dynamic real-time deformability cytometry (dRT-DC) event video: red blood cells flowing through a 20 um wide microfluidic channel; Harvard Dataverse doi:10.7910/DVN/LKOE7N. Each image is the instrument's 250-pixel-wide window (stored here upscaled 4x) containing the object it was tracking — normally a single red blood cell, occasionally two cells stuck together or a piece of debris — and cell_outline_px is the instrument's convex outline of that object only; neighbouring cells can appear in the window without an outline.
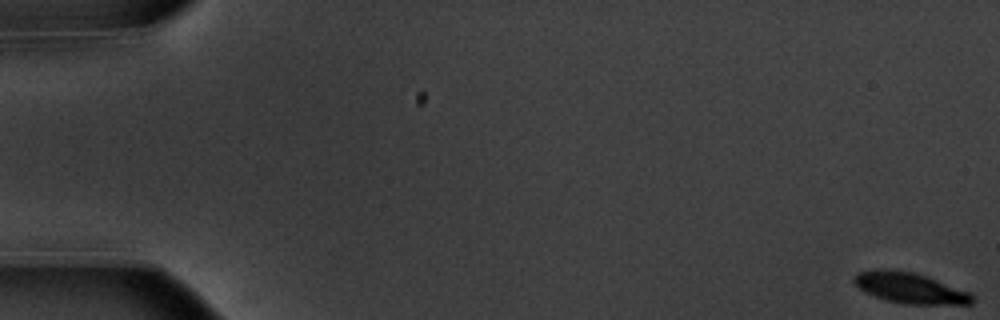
{"species": "common noctule bat (a hibernating species)", "species_latin": "Nyctalus noctula", "temperature_condition": "warm", "stored_images_in_passage": 14, "camera_frame_rate_fps": 3000, "um_per_image_px": 0.085, "animal": {"sex": "male", "body_mass_g": 20.1, "forearm_length_mm": 53.5}, "frame": {"image": 1, "passage_image": 1, "time_ms": 0.0, "image_size_px": [1000, 320], "cell_outline_px": [[976, 300], [972, 304], [904, 304], [884, 300], [860, 288], [852, 280], [856, 272], [876, 268], [888, 268], [912, 272], [936, 280], [968, 292]], "centroid_in_image_um": [77.3, 24.47], "position_along_channel_um": 7.7, "area_um2": 20.98}}